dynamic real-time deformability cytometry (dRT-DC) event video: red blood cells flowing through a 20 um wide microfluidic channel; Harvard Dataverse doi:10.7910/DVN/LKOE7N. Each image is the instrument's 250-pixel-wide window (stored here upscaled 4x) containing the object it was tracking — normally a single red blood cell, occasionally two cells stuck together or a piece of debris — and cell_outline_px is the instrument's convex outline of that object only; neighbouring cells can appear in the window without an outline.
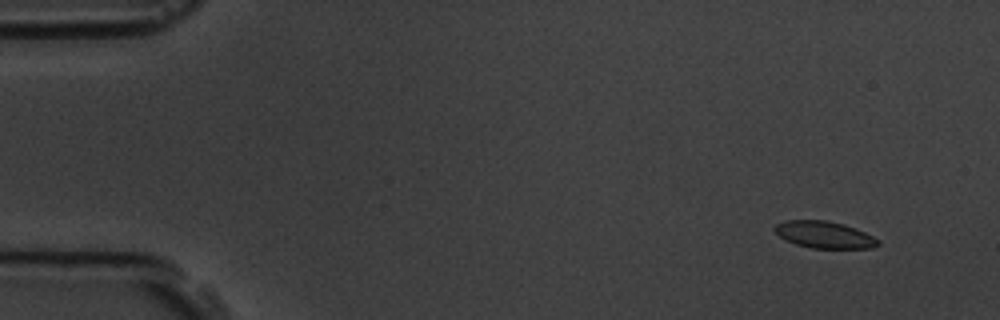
{"species": "common noctule bat (a hibernating species)", "species_latin": "Nyctalus noctula", "temperature_condition": "room temperature", "stored_images_in_passage": 5, "camera_frame_rate_fps": 3000, "um_per_image_px": 0.085, "animal": {"sex": "male", "body_mass_g": 19.5, "forearm_length_mm": 54.6}, "frame": {"image": 1, "passage_image": 1, "time_ms": 0.0, "image_size_px": [1000, 320], "cell_outline_px": [[880, 244], [872, 248], [812, 248], [796, 244], [780, 236], [772, 228], [776, 224], [784, 220], [828, 220], [844, 224], [856, 228], [880, 240]], "centroid_in_image_um": [70.08, 19.94], "position_along_channel_um": 14.9, "area_um2": 16.18}}
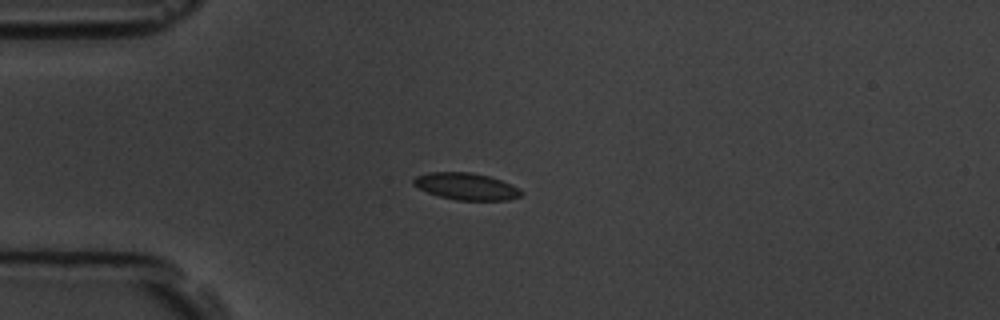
{"frame": {"image": 2, "passage_image": 4, "time_ms": 3.333, "image_size_px": [1000, 320], "cell_outline_px": [[524, 192], [520, 196], [508, 200], [456, 200], [440, 196], [428, 192], [412, 184], [412, 180], [416, 176], [428, 172], [472, 172], [488, 176], [512, 184], [520, 188]], "centroid_in_image_um": [39.65, 15.84], "position_along_channel_um": 45.4, "area_um2": 16.88}}
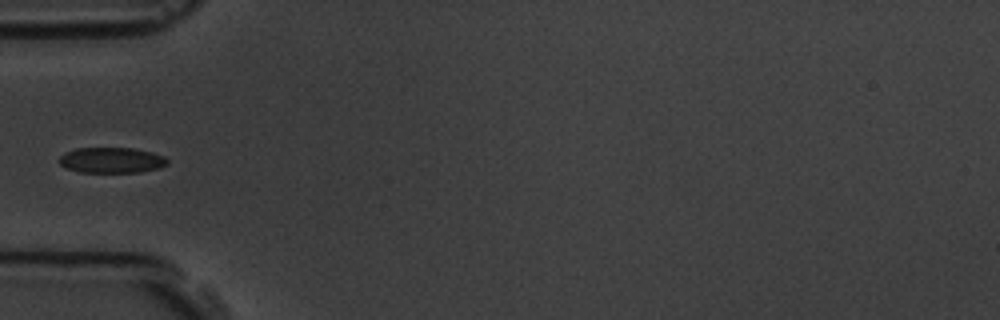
{"frame": {"image": 3, "passage_image": 5, "time_ms": 4.667, "image_size_px": [1000, 320], "cell_outline_px": [[168, 164], [160, 168], [140, 172], [80, 172], [68, 168], [60, 164], [60, 156], [64, 152], [76, 148], [132, 148], [152, 152], [164, 156], [168, 160]], "centroid_in_image_um": [9.51, 13.61], "position_along_channel_um": 75.5, "area_um2": 16.13}}